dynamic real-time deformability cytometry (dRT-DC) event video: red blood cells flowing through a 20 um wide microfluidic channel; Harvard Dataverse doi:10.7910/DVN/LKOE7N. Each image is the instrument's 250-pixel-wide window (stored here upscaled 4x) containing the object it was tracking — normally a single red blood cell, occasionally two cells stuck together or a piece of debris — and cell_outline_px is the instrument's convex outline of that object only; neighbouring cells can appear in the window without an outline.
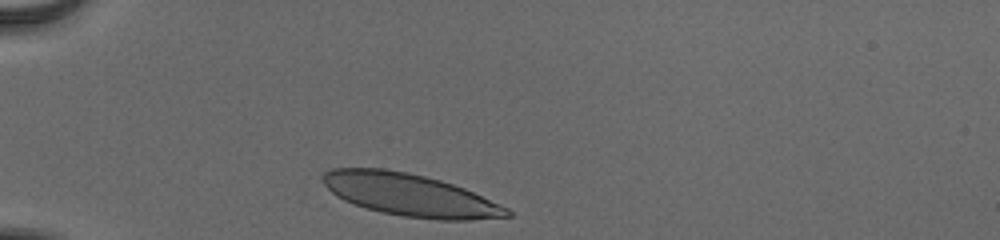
{"species": "human", "species_latin": "Homo sapiens", "temperature_condition": "cold", "stored_images_in_passage": 11, "camera_frame_rate_fps": 3000, "um_per_image_px": 0.085, "donor": {"sex": "male"}, "frame": {"image": 1, "passage_image": 1, "time_ms": 0.0, "image_size_px": [1000, 240], "cell_outline_px": [[512, 216], [468, 220], [440, 220], [404, 216], [380, 212], [332, 200], [320, 176], [324, 172], [332, 168], [384, 168], [424, 176], [440, 180], [464, 188], [508, 208], [512, 212]], "centroid_in_image_um": [34.7, 16.57], "position_along_channel_um": 50.3, "area_um2": 46.18}}
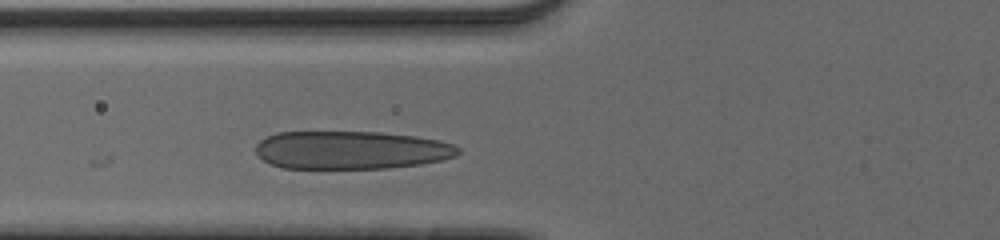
{"frame": {"image": 2, "passage_image": 7, "time_ms": 2.0, "image_size_px": [1000, 240], "cell_outline_px": [[460, 152], [456, 156], [440, 160], [420, 164], [388, 168], [280, 168], [264, 160], [256, 152], [256, 144], [260, 140], [276, 132], [380, 132], [416, 136], [436, 140], [452, 144], [460, 148]], "centroid_in_image_um": [29.83, 12.75], "position_along_channel_um": 96.0, "area_um2": 44.91}}
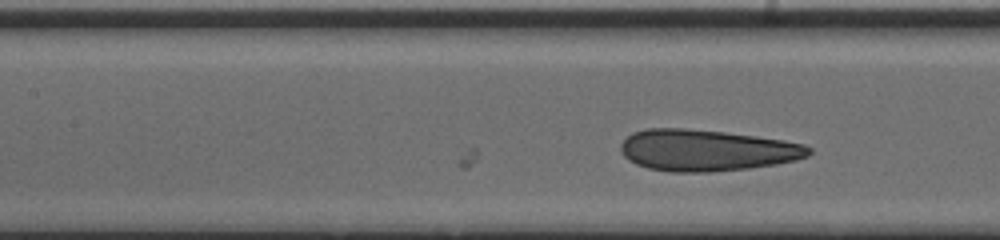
{"frame": {"image": 3, "passage_image": 11, "time_ms": 3.333, "image_size_px": [1000, 240], "cell_outline_px": [[812, 152], [808, 156], [796, 160], [776, 164], [748, 168], [712, 172], [672, 172], [648, 168], [636, 164], [628, 160], [620, 152], [620, 144], [632, 132], [648, 128], [684, 128], [724, 132], [756, 136], [784, 140], [804, 144], [812, 148]], "centroid_in_image_um": [60.06, 12.77], "position_along_channel_um": 147.3, "area_um2": 45.6}}